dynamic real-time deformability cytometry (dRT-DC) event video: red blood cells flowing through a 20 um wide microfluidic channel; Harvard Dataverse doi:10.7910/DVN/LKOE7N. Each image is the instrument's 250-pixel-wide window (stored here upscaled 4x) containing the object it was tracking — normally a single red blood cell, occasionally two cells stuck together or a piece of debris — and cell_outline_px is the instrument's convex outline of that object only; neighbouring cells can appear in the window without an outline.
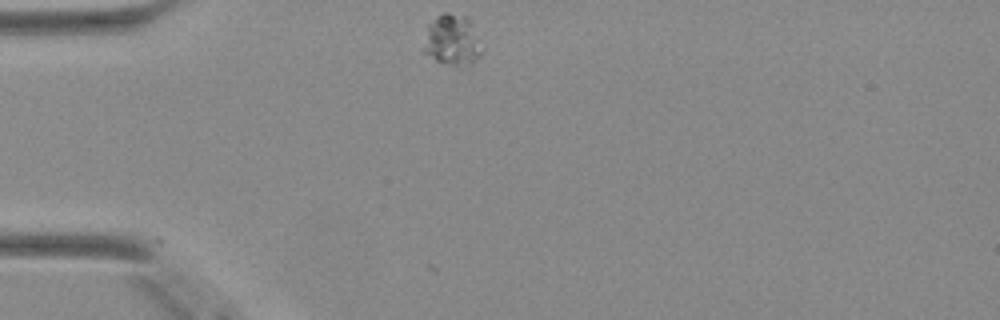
{"species": "Egyptian fruit bat (a non-hibernating species)", "species_latin": "Rousettus aegyptiacus", "temperature_condition": "warm", "stored_images_in_passage": 28, "camera_frame_rate_fps": 3000, "um_per_image_px": 0.085, "animal": {"sex": "female"}, "frame": {"image": 1, "passage_image": 1, "time_ms": 0.0, "image_size_px": [1000, 320], "cell_outline_px": [[484, 52], [472, 64], [452, 64], [436, 60], [424, 52], [420, 48], [428, 24], [440, 12], [448, 12], [468, 16], [484, 48]], "centroid_in_image_um": [38.43, 3.37], "position_along_channel_um": 46.6, "area_um2": 17.69}}
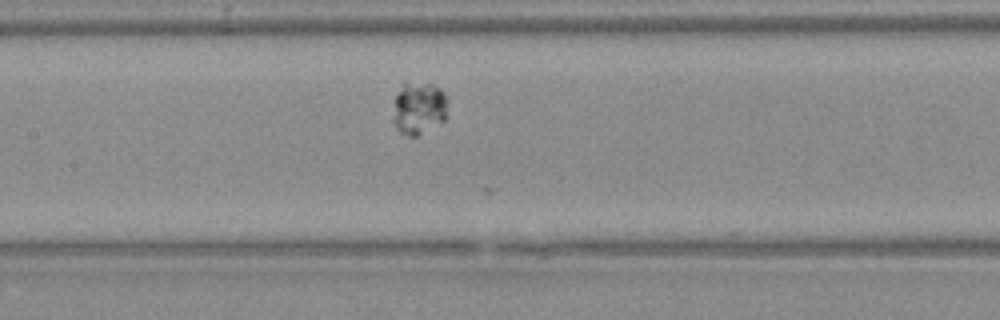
{"frame": {"image": 2, "passage_image": 12, "time_ms": 3.667, "image_size_px": [1000, 320], "cell_outline_px": [[448, 104], [444, 120], [416, 136], [408, 136], [400, 132], [396, 128], [392, 120], [396, 96], [404, 84], [432, 84], [440, 88], [444, 92], [448, 100]], "centroid_in_image_um": [35.62, 9.21], "position_along_channel_um": 171.8, "area_um2": 16.42}}
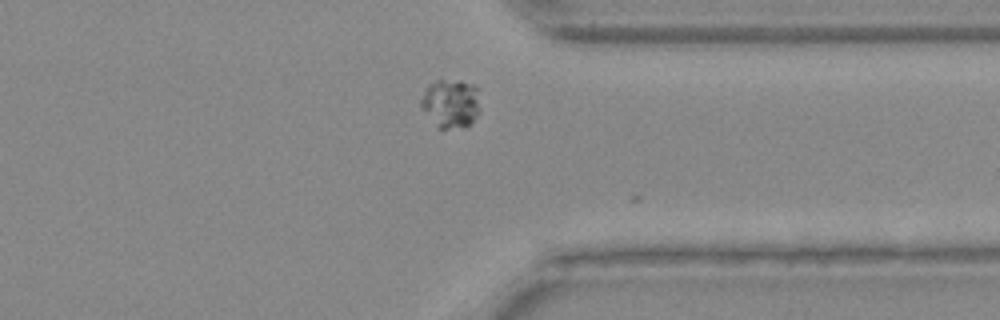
{"frame": {"image": 3, "passage_image": 27, "time_ms": 8.667, "image_size_px": [1000, 320], "cell_outline_px": [[480, 112], [472, 124], [464, 128], [436, 128], [420, 108], [420, 100], [424, 88], [428, 84], [440, 76], [460, 80], [476, 84], [480, 88]], "centroid_in_image_um": [38.33, 8.74], "position_along_channel_um": 373.1, "area_um2": 18.26}}